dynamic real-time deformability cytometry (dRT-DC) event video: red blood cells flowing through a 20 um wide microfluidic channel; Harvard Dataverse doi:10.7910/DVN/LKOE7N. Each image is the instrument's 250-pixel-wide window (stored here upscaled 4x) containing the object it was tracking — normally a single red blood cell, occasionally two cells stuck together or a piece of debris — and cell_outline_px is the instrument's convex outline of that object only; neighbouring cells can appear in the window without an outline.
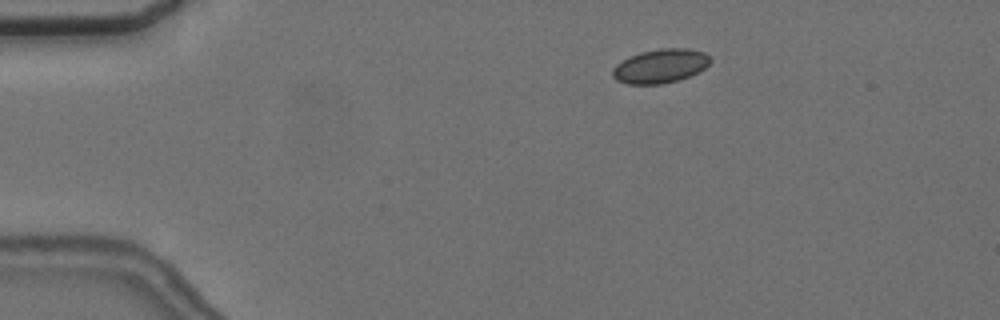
{"species": "common noctule bat (a hibernating species)", "species_latin": "Nyctalus noctula", "temperature_condition": "cold", "stored_images_in_passage": 4, "camera_frame_rate_fps": 3000, "um_per_image_px": 0.085, "animal": {"sex": "female", "body_mass_g": 24.6, "forearm_length_mm": 56.2}, "frame": {"image": 1, "passage_image": 2, "time_ms": 1.333, "image_size_px": [1000, 320], "cell_outline_px": [[712, 60], [704, 68], [688, 76], [676, 80], [660, 84], [628, 84], [616, 80], [612, 76], [612, 68], [616, 64], [628, 56], [640, 52], [660, 48], [688, 48], [704, 52]], "centroid_in_image_um": [56.08, 5.6], "position_along_channel_um": 28.9, "area_um2": 19.31}}